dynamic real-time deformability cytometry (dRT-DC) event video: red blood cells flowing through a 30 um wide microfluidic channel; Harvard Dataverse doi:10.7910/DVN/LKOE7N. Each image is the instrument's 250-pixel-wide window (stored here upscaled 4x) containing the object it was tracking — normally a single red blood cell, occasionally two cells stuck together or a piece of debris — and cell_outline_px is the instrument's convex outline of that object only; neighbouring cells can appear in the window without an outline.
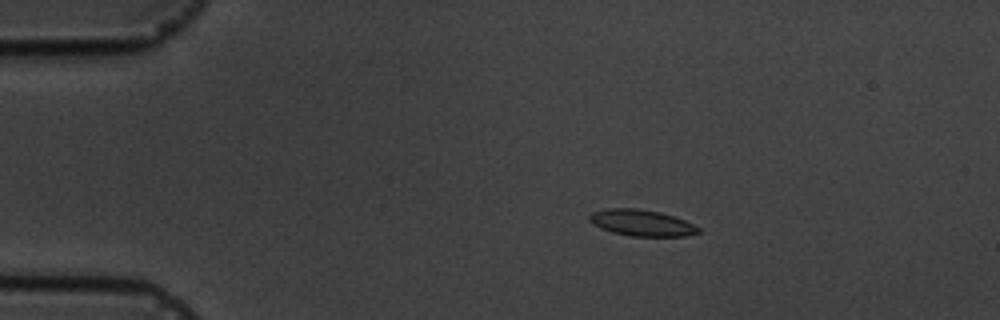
{"species": "common noctule bat (a hibernating species)", "species_latin": "Nyctalus noctula", "temperature_condition": "cold", "stored_images_in_passage": 4, "camera_frame_rate_fps": 3000, "um_per_image_px": 0.085, "animal": {"sex": "male", "body_mass_g": 19.5, "forearm_length_mm": 54.6}, "frame": {"image": 1, "passage_image": 1, "time_ms": 0.0, "image_size_px": [1000, 320], "cell_outline_px": [[700, 232], [688, 236], [628, 236], [612, 232], [600, 228], [592, 224], [588, 220], [588, 216], [592, 212], [608, 208], [636, 208], [660, 212], [684, 220], [700, 228]], "centroid_in_image_um": [54.5, 18.94], "position_along_channel_um": 30.5, "area_um2": 16.76}}
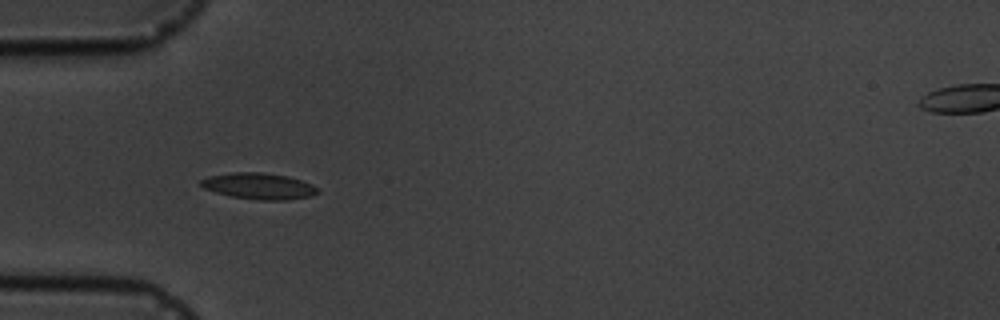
{"frame": {"image": 2, "passage_image": 3, "time_ms": 2.333, "image_size_px": [1000, 320], "cell_outline_px": [[320, 192], [312, 196], [284, 200], [256, 200], [232, 196], [216, 192], [204, 188], [200, 184], [200, 180], [208, 176], [236, 172], [264, 172], [288, 176], [312, 184]], "centroid_in_image_um": [22.02, 15.81], "position_along_channel_um": 63.0, "area_um2": 17.8}}
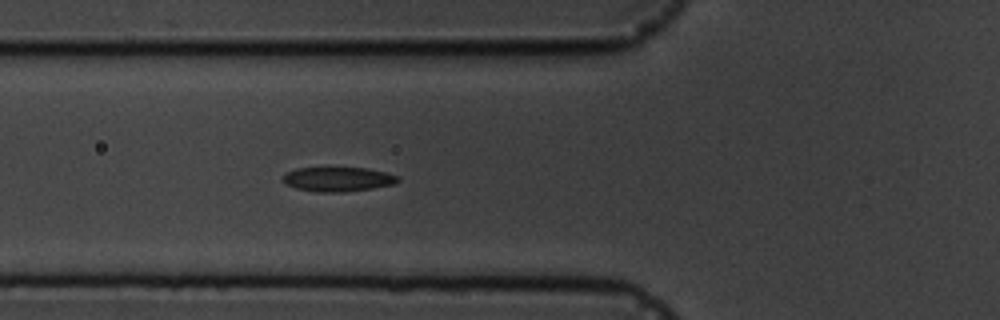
{"frame": {"image": 3, "passage_image": 4, "time_ms": 3.333, "image_size_px": [1000, 320], "cell_outline_px": [[400, 180], [396, 184], [372, 188], [344, 192], [316, 192], [296, 188], [288, 184], [284, 180], [284, 176], [288, 172], [296, 168], [328, 164], [368, 168], [388, 172], [400, 176]], "centroid_in_image_um": [28.78, 15.17], "position_along_channel_um": 97.0, "area_um2": 17.4}}